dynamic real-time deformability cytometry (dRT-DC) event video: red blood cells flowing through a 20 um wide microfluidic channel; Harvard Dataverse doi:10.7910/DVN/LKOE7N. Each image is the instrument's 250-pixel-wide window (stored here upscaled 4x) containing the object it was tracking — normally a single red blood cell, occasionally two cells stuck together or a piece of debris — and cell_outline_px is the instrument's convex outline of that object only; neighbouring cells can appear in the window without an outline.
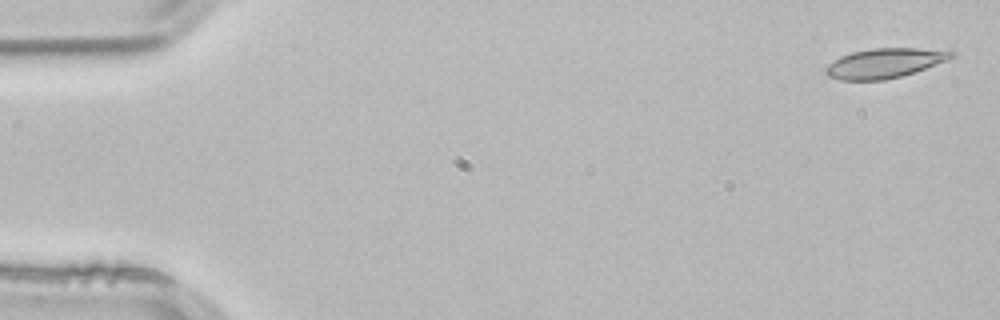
{"species": "common noctule bat (a hibernating species)", "species_latin": "Nyctalus noctula", "temperature_condition": "room temperature", "stored_images_in_passage": 3, "camera_frame_rate_fps": 3000, "um_per_image_px": 0.085, "animal": {"sex": "male", "body_mass_g": 21.5, "forearm_length_mm": 52.0}, "frame": {"image": 1, "passage_image": 1, "time_ms": 0.0, "image_size_px": [1000, 320], "cell_outline_px": [[956, 56], [948, 60], [900, 76], [884, 80], [840, 80], [828, 76], [824, 72], [824, 68], [828, 64], [840, 56], [852, 52], [872, 48], [916, 48], [956, 52]], "centroid_in_image_um": [75.14, 5.36], "position_along_channel_um": 9.9, "area_um2": 21.56}}
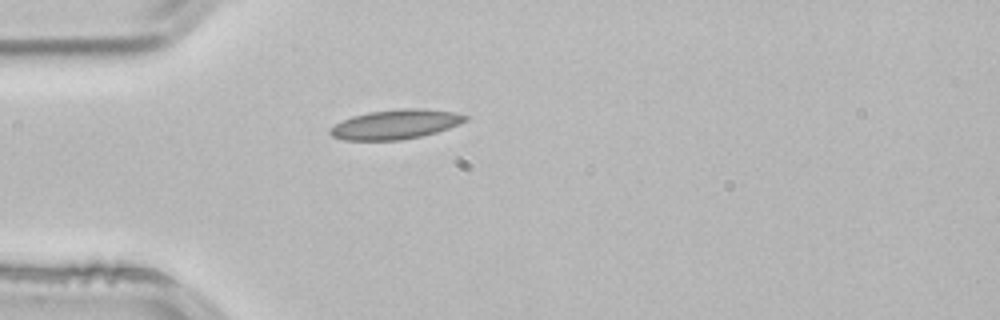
{"frame": {"image": 2, "passage_image": 3, "time_ms": 0.667, "image_size_px": [1000, 320], "cell_outline_px": [[468, 120], [448, 128], [436, 132], [420, 136], [400, 140], [344, 140], [332, 136], [328, 132], [328, 128], [352, 116], [368, 112], [400, 108], [424, 108], [452, 112], [468, 116]], "centroid_in_image_um": [33.6, 10.56], "position_along_channel_um": 51.4, "area_um2": 23.18}}